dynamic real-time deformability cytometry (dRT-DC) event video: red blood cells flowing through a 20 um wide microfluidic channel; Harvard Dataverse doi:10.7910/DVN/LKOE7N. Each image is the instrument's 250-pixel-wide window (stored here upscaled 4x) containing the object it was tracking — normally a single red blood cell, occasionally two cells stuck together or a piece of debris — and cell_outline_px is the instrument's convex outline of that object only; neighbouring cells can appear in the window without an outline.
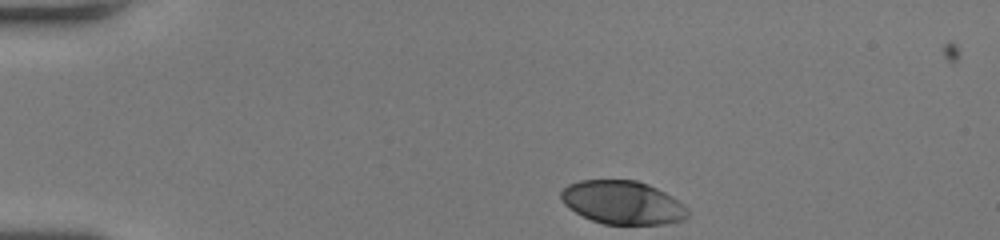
{"species": "human", "species_latin": "Homo sapiens", "temperature_condition": "room temperature", "stored_images_in_passage": 35, "camera_frame_rate_fps": 3000, "um_per_image_px": 0.085, "donor": {"sex": "female"}, "frame": {"image": 1, "passage_image": 1, "time_ms": 0.0, "image_size_px": [1000, 240], "cell_outline_px": [[688, 216], [684, 220], [664, 224], [604, 224], [592, 220], [568, 208], [564, 204], [560, 196], [560, 192], [568, 184], [580, 180], [636, 180], [648, 184], [672, 196], [688, 208]], "centroid_in_image_um": [52.92, 17.21], "position_along_channel_um": 32.1, "area_um2": 32.02}}
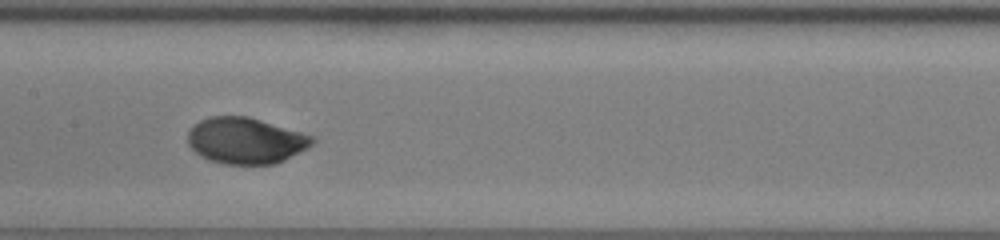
{"frame": {"image": 2, "passage_image": 18, "time_ms": 5.667, "image_size_px": [1000, 240], "cell_outline_px": [[316, 140], [312, 144], [284, 160], [276, 164], [224, 164], [208, 160], [200, 156], [188, 144], [188, 132], [192, 124], [208, 116], [248, 116], [316, 136]], "centroid_in_image_um": [20.86, 11.94], "position_along_channel_um": 186.5, "area_um2": 33.7}}
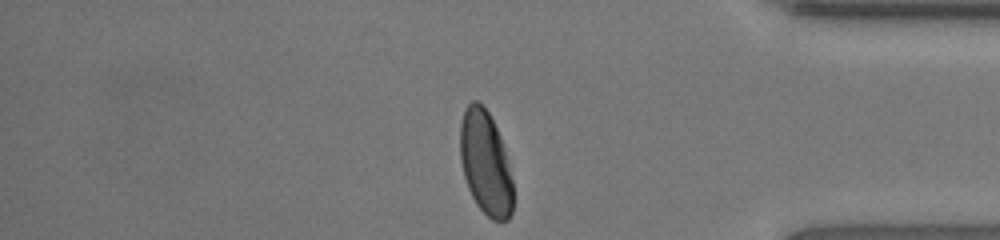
{"frame": {"image": 3, "passage_image": 35, "time_ms": 11.333, "image_size_px": [1000, 240], "cell_outline_px": [[512, 212], [508, 220], [492, 220], [476, 204], [468, 188], [464, 176], [460, 160], [460, 124], [464, 108], [472, 100], [476, 100], [488, 112], [500, 136], [512, 180]], "centroid_in_image_um": [41.24, 13.85], "position_along_channel_um": 394.0, "area_um2": 31.73}, "authors_computed_cell_mechanics": {"area_um2": 33.524, "velocity_mm_per_s": 4.0109, "shape_relaxation_time_tau1_ms": 2.5473, "shape_relaxation_time_tau2_ms": null, "deformation_change_tau1": 0.161, "deformation_change_tau2": null}}